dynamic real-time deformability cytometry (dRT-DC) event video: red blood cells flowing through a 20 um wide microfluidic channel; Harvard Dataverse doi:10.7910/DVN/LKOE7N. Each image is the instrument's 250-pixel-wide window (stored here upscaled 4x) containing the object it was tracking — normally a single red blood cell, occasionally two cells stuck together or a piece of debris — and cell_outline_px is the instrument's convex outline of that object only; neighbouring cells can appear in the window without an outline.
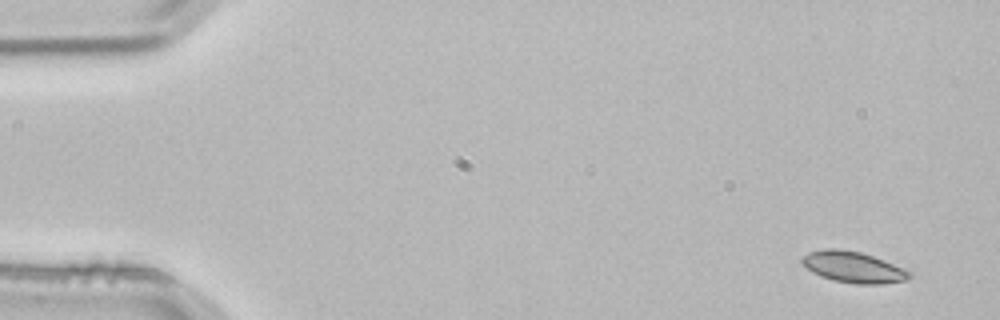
{"species": "common noctule bat (a hibernating species)", "species_latin": "Nyctalus noctula", "temperature_condition": "room temperature", "stored_images_in_passage": 2, "segment_of_instrument_passage": [2, 2], "camera_frame_rate_fps": 3000, "um_per_image_px": 0.085, "animal": {"sex": "male", "body_mass_g": 21.5, "forearm_length_mm": 52.0}, "frame": {"image": 1, "passage_image": 2, "time_ms": 0.333, "image_size_px": [1000, 320], "cell_outline_px": [[912, 276], [908, 280], [880, 284], [856, 284], [832, 280], [820, 276], [812, 272], [800, 260], [808, 252], [824, 248], [840, 248], [860, 252], [884, 260], [904, 268], [912, 272]], "centroid_in_image_um": [72.55, 22.7], "position_along_channel_um": 12.5, "area_um2": 19.59}}